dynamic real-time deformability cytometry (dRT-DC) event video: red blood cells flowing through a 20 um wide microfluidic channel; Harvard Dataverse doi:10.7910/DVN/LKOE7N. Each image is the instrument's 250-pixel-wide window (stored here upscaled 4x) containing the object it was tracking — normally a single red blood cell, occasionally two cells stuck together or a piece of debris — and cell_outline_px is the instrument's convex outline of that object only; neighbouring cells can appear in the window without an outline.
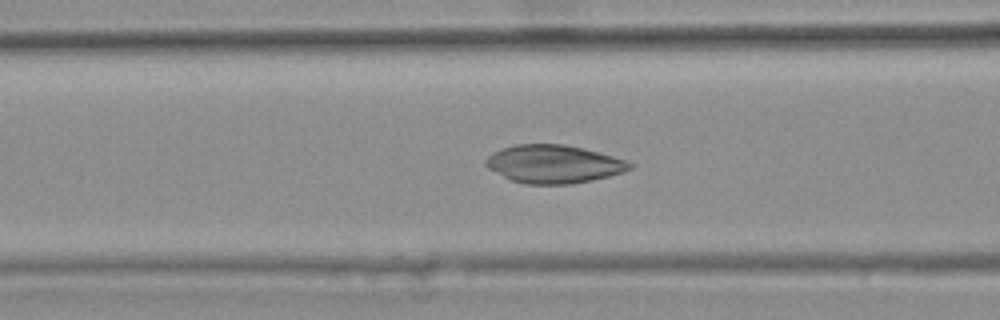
{"species": "common noctule bat (a hibernating species)", "species_latin": "Nyctalus noctula", "temperature_condition": "warm", "stored_images_in_passage": 33, "camera_frame_rate_fps": 3000, "um_per_image_px": 0.085, "animal": {"sex": "female", "body_mass_g": 25.1}, "frame": {"image": 1, "passage_image": 7, "time_ms": 2.0, "image_size_px": [1000, 320], "cell_outline_px": [[632, 168], [624, 172], [592, 180], [572, 184], [524, 184], [512, 180], [488, 168], [484, 164], [484, 160], [492, 152], [516, 144], [564, 144], [584, 148], [628, 160], [632, 164]], "centroid_in_image_um": [47.08, 13.94], "position_along_channel_um": 119.5, "area_um2": 32.02}}
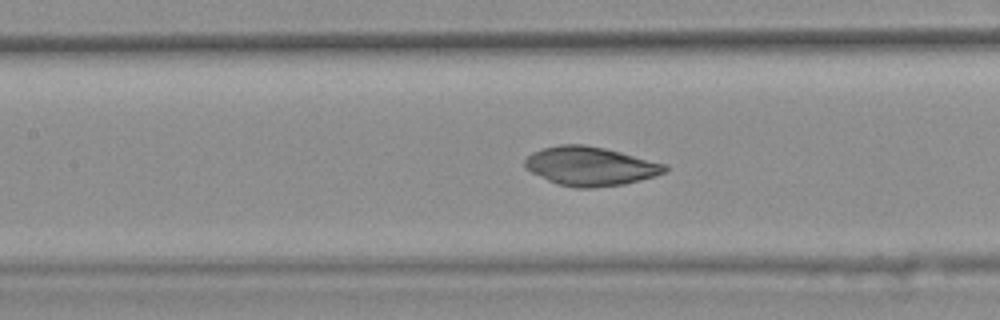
{"frame": {"image": 2, "passage_image": 10, "time_ms": 3.0, "image_size_px": [1000, 320], "cell_outline_px": [[668, 172], [656, 176], [624, 184], [592, 188], [576, 188], [556, 184], [532, 172], [524, 164], [524, 160], [532, 152], [544, 148], [560, 144], [584, 144], [604, 148], [668, 164]], "centroid_in_image_um": [50.22, 14.13], "position_along_channel_um": 157.2, "area_um2": 31.79}}
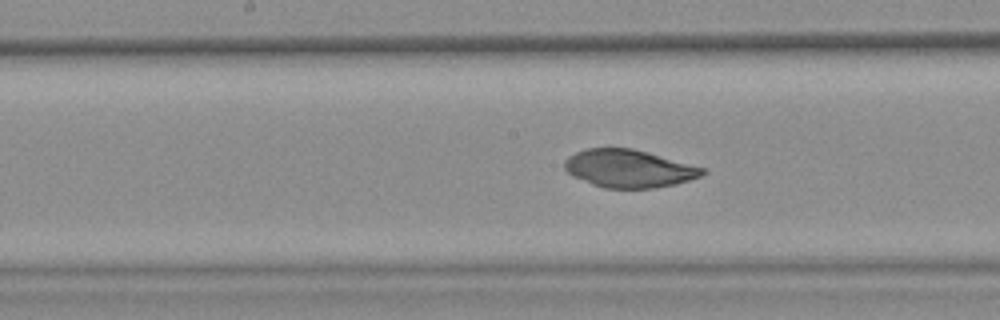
{"frame": {"image": 3, "passage_image": 13, "time_ms": 4.0, "image_size_px": [1000, 320], "cell_outline_px": [[708, 172], [700, 176], [676, 184], [656, 188], [604, 188], [592, 184], [572, 176], [564, 168], [564, 160], [568, 156], [576, 152], [588, 148], [632, 148], [708, 168]], "centroid_in_image_um": [53.48, 14.33], "position_along_channel_um": 194.7, "area_um2": 30.58}}